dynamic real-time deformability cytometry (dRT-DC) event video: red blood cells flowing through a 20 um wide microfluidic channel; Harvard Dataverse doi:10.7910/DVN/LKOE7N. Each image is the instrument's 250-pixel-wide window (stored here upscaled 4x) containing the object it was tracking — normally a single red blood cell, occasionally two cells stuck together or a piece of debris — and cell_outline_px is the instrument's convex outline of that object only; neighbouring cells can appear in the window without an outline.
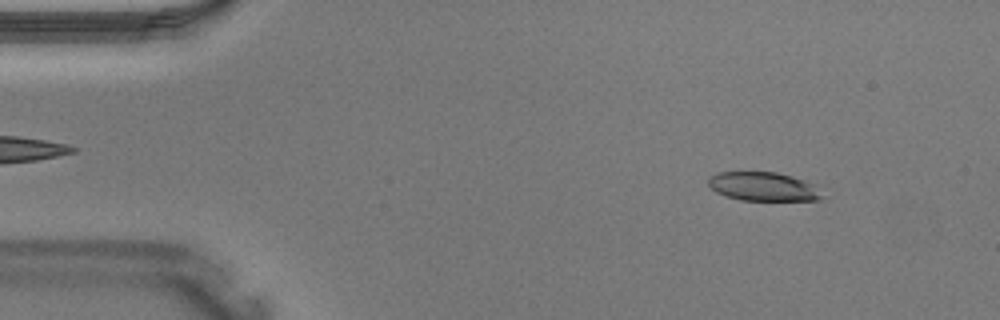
{"species": "Egyptian fruit bat (a non-hibernating species)", "species_latin": "Rousettus aegyptiacus", "temperature_condition": "warm", "stored_images_in_passage": 39, "camera_frame_rate_fps": 3000, "um_per_image_px": 0.085, "animal": {"sex": "male"}, "frame": {"image": 1, "passage_image": 4, "time_ms": 1.0, "image_size_px": [1000, 320], "cell_outline_px": [[824, 196], [820, 200], [740, 200], [724, 196], [716, 192], [708, 184], [708, 176], [716, 172], [776, 172], [792, 176], [816, 184]], "centroid_in_image_um": [64.88, 15.85], "position_along_channel_um": 20.1, "area_um2": 19.36}}
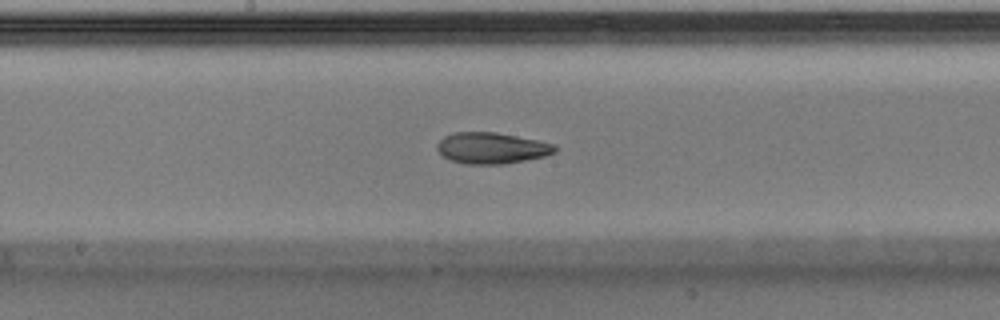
{"frame": {"image": 2, "passage_image": 20, "time_ms": 6.333, "image_size_px": [1000, 320], "cell_outline_px": [[556, 152], [544, 156], [504, 164], [464, 164], [452, 160], [444, 156], [436, 148], [436, 144], [444, 136], [456, 132], [496, 132], [536, 140], [552, 144], [556, 148]], "centroid_in_image_um": [41.76, 12.58], "position_along_channel_um": 206.4, "area_um2": 21.15}}
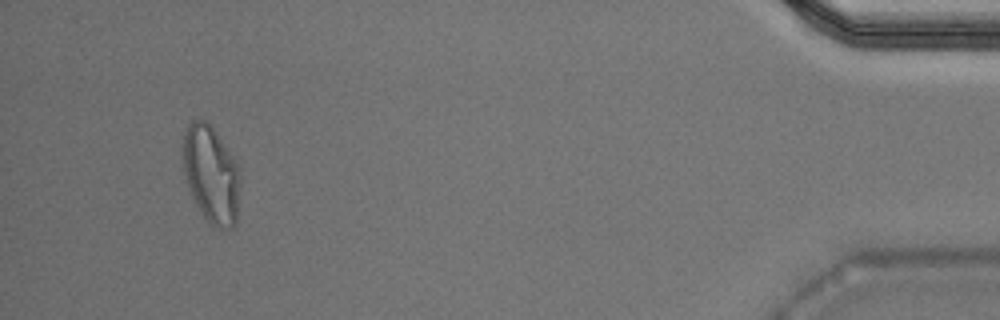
{"frame": {"image": 3, "passage_image": 37, "time_ms": 12.0, "image_size_px": [1000, 320], "cell_outline_px": [[240, 184], [236, 220], [232, 228], [216, 228], [208, 224], [200, 212], [188, 188], [184, 176], [180, 156], [184, 132], [188, 124], [192, 120], [204, 120], [212, 128], [240, 168]], "centroid_in_image_um": [17.9, 14.85], "position_along_channel_um": 417.3, "area_um2": 32.83}}